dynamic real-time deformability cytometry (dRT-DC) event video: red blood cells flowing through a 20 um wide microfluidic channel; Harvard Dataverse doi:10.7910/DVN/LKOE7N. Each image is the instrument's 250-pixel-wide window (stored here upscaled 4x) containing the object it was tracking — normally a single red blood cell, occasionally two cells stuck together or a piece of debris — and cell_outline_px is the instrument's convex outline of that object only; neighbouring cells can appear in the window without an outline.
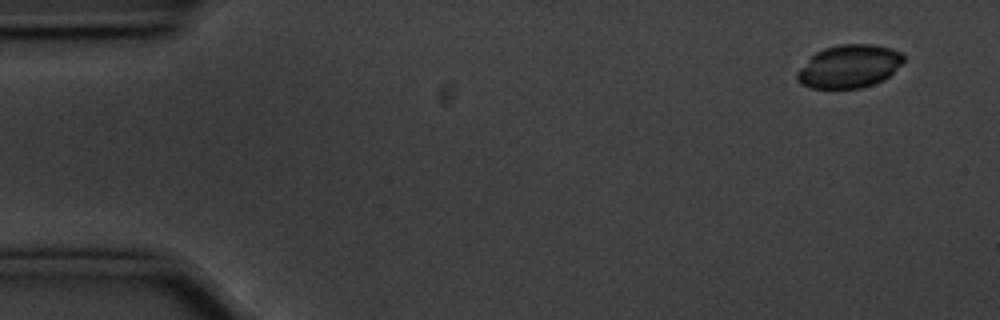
{"species": "common noctule bat (a hibernating species)", "species_latin": "Nyctalus noctula", "temperature_condition": "cold", "stored_images_in_passage": 10, "camera_frame_rate_fps": 3000, "um_per_image_px": 0.085, "animal": {"sex": "male", "body_mass_g": 20.1, "forearm_length_mm": 53.5}, "frame": {"image": 1, "passage_image": 4, "time_ms": 1.0, "image_size_px": [1000, 320], "cell_outline_px": [[904, 60], [884, 80], [860, 88], [812, 88], [800, 84], [796, 80], [796, 72], [816, 52], [824, 48], [840, 44], [872, 44], [892, 48], [900, 52], [904, 56]], "centroid_in_image_um": [72.16, 5.64], "position_along_channel_um": 12.8, "area_um2": 26.59}}